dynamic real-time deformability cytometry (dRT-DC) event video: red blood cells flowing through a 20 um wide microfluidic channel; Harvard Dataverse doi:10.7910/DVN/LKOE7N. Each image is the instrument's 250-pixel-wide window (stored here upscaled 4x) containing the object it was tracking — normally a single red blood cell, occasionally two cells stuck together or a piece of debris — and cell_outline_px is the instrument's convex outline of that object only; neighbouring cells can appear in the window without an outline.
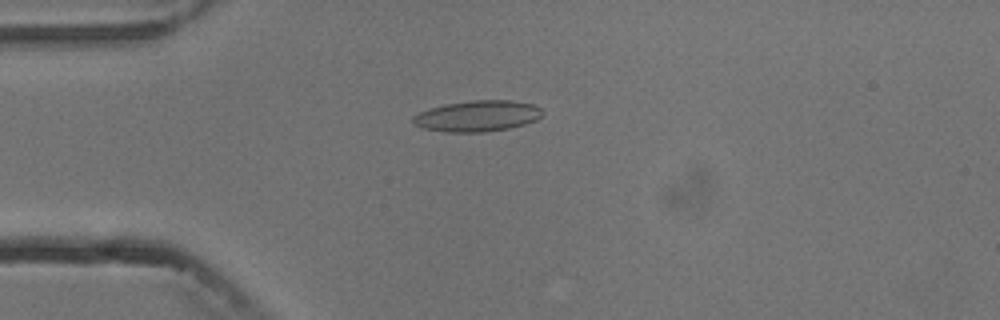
{"species": "common noctule bat (a hibernating species)", "species_latin": "Nyctalus noctula", "temperature_condition": "cold", "stored_images_in_passage": 4, "camera_frame_rate_fps": 3000, "um_per_image_px": 0.085, "animal": {"sex": "male", "body_mass_g": 13.3}, "frame": {"image": 1, "passage_image": 4, "time_ms": 3.333, "image_size_px": [1000, 320], "cell_outline_px": [[544, 112], [536, 120], [524, 124], [508, 128], [484, 132], [444, 132], [424, 128], [412, 124], [412, 116], [428, 108], [444, 104], [472, 100], [508, 100], [532, 104], [540, 108]], "centroid_in_image_um": [40.54, 9.86], "position_along_channel_um": 44.5, "area_um2": 23.41}}